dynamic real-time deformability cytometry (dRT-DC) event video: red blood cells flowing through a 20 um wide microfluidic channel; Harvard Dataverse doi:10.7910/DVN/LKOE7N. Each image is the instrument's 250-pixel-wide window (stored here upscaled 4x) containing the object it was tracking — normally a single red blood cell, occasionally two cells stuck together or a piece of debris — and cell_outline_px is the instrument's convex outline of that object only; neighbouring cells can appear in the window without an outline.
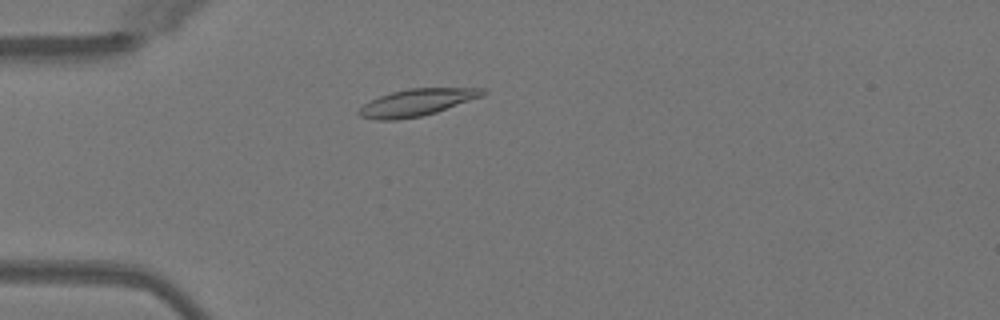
{"species": "Egyptian fruit bat (a non-hibernating species)", "species_latin": "Rousettus aegyptiacus", "temperature_condition": "warm", "stored_images_in_passage": 15, "camera_frame_rate_fps": 3000, "um_per_image_px": 0.085, "animal": {"sex": "female"}, "frame": {"image": 1, "passage_image": 11, "time_ms": 3.333, "image_size_px": [1000, 320], "cell_outline_px": [[488, 92], [484, 96], [436, 112], [420, 116], [396, 120], [376, 120], [360, 116], [356, 112], [364, 104], [380, 96], [392, 92], [408, 88], [484, 88]], "centroid_in_image_um": [35.46, 8.7], "position_along_channel_um": 49.5, "area_um2": 19.42}}